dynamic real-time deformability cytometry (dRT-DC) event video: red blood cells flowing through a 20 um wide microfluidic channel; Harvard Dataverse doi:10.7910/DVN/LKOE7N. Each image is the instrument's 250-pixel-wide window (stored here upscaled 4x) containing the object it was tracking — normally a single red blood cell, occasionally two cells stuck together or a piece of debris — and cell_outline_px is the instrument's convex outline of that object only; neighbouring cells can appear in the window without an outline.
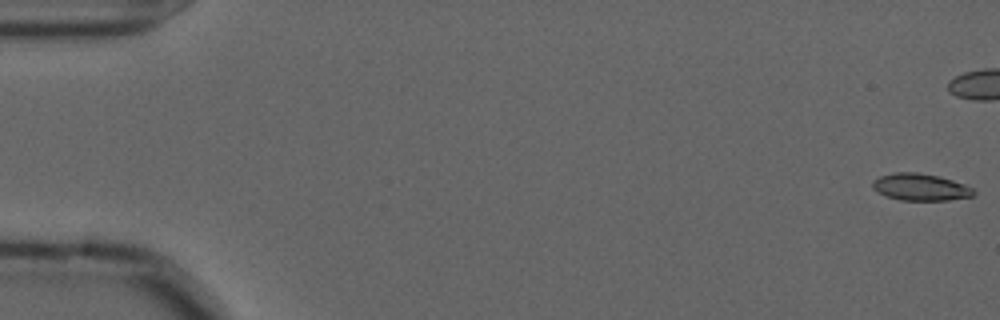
{"species": "common noctule bat (a hibernating species)", "species_latin": "Nyctalus noctula", "temperature_condition": "cold", "stored_images_in_passage": 22, "camera_frame_rate_fps": 3000, "um_per_image_px": 0.085, "animal": {"sex": "male", "forearm_length_mm": 52.5}, "frame": {"image": 1, "passage_image": 1, "time_ms": 0.0, "image_size_px": [1000, 320], "cell_outline_px": [[976, 192], [972, 196], [948, 200], [900, 200], [888, 196], [872, 188], [872, 180], [880, 176], [896, 172], [916, 172], [940, 176], [964, 184], [972, 188]], "centroid_in_image_um": [78.24, 15.89], "position_along_channel_um": 6.8, "area_um2": 15.78}}